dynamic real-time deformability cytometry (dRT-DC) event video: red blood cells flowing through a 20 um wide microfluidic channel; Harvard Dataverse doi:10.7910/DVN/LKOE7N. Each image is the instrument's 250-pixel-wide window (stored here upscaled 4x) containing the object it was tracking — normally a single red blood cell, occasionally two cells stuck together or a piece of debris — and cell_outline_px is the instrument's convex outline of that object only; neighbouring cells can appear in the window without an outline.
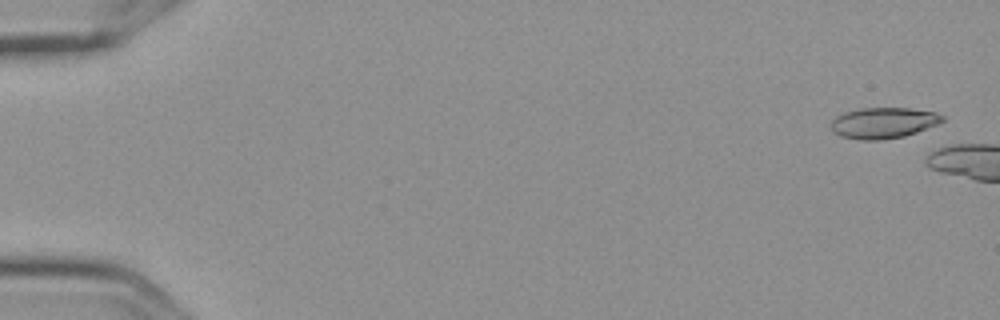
{"species": "Egyptian fruit bat (a non-hibernating species)", "species_latin": "Rousettus aegyptiacus", "temperature_condition": "cold", "stored_images_in_passage": 4, "camera_frame_rate_fps": 3000, "um_per_image_px": 0.085, "frame": {"image": 1, "passage_image": 1, "time_ms": 0.0, "image_size_px": [1000, 320], "cell_outline_px": [[944, 120], [936, 124], [916, 132], [904, 136], [880, 140], [860, 140], [840, 136], [832, 128], [832, 120], [836, 116], [848, 112], [864, 108], [908, 108], [936, 112], [944, 116]], "centroid_in_image_um": [75.11, 10.45], "position_along_channel_um": 9.9, "area_um2": 19.71}}